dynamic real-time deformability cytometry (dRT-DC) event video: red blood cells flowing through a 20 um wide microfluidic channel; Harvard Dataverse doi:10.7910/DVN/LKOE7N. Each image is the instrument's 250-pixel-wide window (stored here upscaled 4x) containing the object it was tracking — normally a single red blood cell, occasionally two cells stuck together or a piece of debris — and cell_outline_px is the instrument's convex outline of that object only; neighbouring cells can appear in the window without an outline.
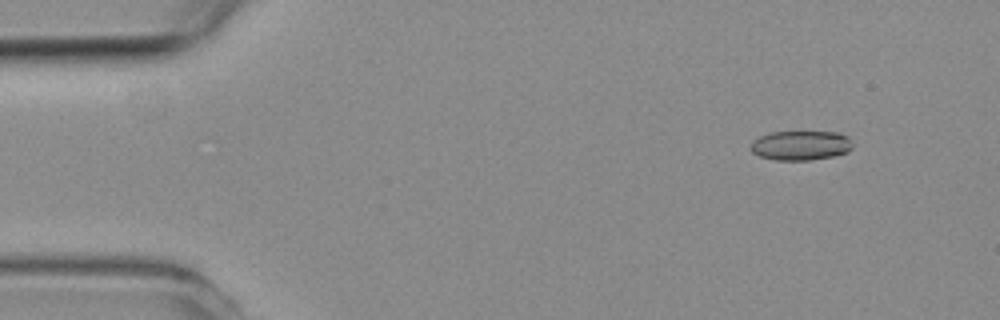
{"species": "common noctule bat (a hibernating species)", "species_latin": "Nyctalus noctula", "temperature_condition": "room temperature", "stored_images_in_passage": 4, "camera_frame_rate_fps": 3000, "um_per_image_px": 0.085, "animal": {"sex": "female", "body_mass_g": 19.3, "forearm_length_mm": 54.1}, "frame": {"image": 1, "passage_image": 1, "time_ms": 0.0, "image_size_px": [1000, 320], "cell_outline_px": [[852, 148], [848, 152], [832, 156], [812, 160], [776, 160], [760, 156], [752, 152], [748, 148], [752, 140], [760, 136], [772, 132], [840, 132], [848, 136], [852, 144]], "centroid_in_image_um": [68.05, 12.36], "position_along_channel_um": 17.0, "area_um2": 17.69}}
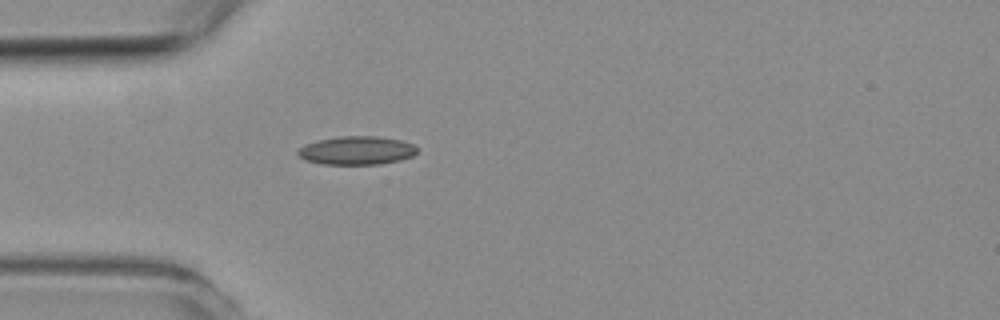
{"frame": {"image": 2, "passage_image": 4, "time_ms": 3.333, "image_size_px": [1000, 320], "cell_outline_px": [[416, 152], [412, 156], [400, 160], [380, 164], [320, 164], [304, 160], [296, 152], [304, 144], [320, 140], [340, 136], [376, 136], [400, 140], [412, 144], [416, 148]], "centroid_in_image_um": [30.29, 12.79], "position_along_channel_um": 54.7, "area_um2": 19.65}}